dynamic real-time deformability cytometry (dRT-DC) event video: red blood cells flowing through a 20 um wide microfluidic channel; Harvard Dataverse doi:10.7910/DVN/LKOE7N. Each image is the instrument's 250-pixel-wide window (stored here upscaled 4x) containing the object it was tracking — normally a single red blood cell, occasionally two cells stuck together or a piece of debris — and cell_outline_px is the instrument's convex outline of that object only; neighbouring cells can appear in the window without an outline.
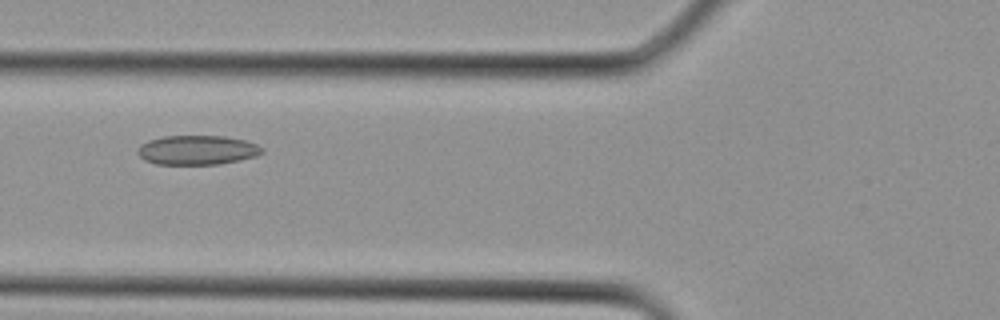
{"species": "Egyptian fruit bat (a non-hibernating species)", "species_latin": "Rousettus aegyptiacus", "temperature_condition": "cold", "stored_images_in_passage": 2, "camera_frame_rate_fps": 3000, "um_per_image_px": 0.085, "animal": {"sex": "female"}, "frame": {"image": 1, "passage_image": 2, "time_ms": 0.333, "image_size_px": [1000, 320], "cell_outline_px": [[264, 152], [256, 156], [240, 160], [220, 164], [156, 164], [144, 160], [136, 152], [140, 144], [148, 140], [164, 136], [224, 136], [244, 140], [256, 144], [264, 148]], "centroid_in_image_um": [16.76, 12.75], "position_along_channel_um": 109.0, "area_um2": 21.39}}